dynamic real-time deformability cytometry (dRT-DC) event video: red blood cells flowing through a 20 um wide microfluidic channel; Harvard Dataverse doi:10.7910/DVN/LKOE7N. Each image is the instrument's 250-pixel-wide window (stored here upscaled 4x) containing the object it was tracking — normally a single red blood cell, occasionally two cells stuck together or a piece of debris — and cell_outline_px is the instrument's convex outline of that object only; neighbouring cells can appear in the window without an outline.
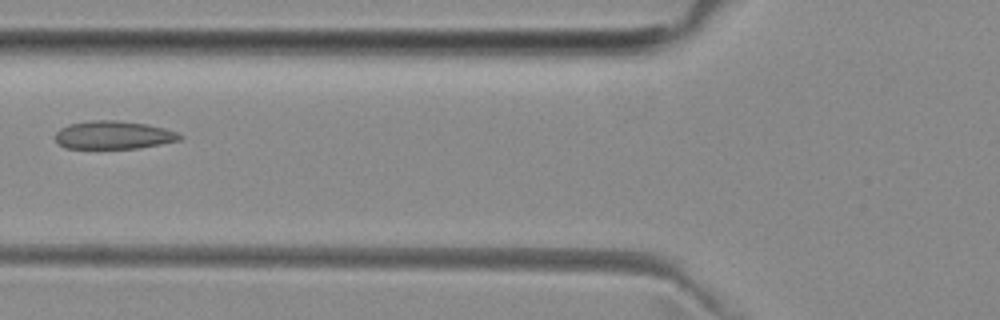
{"species": "common noctule bat (a hibernating species)", "species_latin": "Nyctalus noctula", "temperature_condition": "room temperature", "stored_images_in_passage": 6, "camera_frame_rate_fps": 3000, "um_per_image_px": 0.085, "animal": {"sex": "female", "body_mass_g": 29.2, "forearm_length_mm": 56.3}, "frame": {"image": 1, "passage_image": 6, "time_ms": 5.667, "image_size_px": [1000, 320], "cell_outline_px": [[184, 136], [180, 140], [140, 148], [64, 148], [56, 144], [52, 136], [60, 128], [68, 124], [88, 120], [116, 120], [148, 124], [164, 128], [176, 132]], "centroid_in_image_um": [9.58, 11.47], "position_along_channel_um": 116.2, "area_um2": 20.75}}